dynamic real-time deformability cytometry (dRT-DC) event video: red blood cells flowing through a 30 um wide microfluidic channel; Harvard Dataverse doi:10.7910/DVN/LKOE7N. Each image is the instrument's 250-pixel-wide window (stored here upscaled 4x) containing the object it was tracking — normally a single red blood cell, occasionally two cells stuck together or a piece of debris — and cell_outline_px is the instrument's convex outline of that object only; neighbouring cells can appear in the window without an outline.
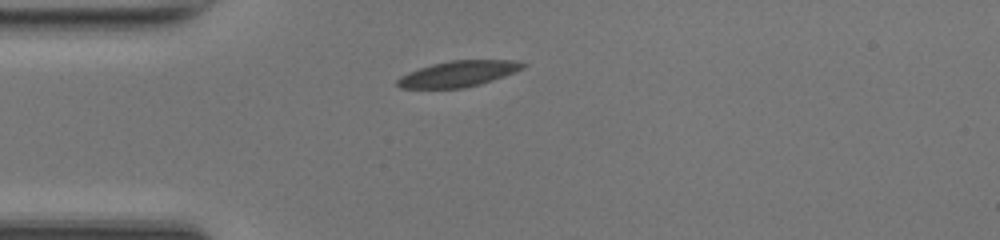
{"species": "common noctule bat (a hibernating species)", "species_latin": "Nyctalus noctula", "temperature_condition": "room temperature", "stored_images_in_passage": 37, "camera_frame_rate_fps": 3000, "um_per_image_px": 0.085, "animal": {"sex": "female", "body_mass_g": 17.0, "forearm_length_mm": 48.0}, "frame": {"image": 1, "passage_image": 1, "time_ms": 0.0, "image_size_px": [1000, 240], "cell_outline_px": [[528, 64], [524, 68], [504, 76], [480, 84], [464, 88], [400, 88], [396, 84], [396, 80], [400, 76], [408, 72], [432, 64], [448, 60], [520, 60]], "centroid_in_image_um": [38.97, 6.26], "position_along_channel_um": 46.0, "area_um2": 19.02}}
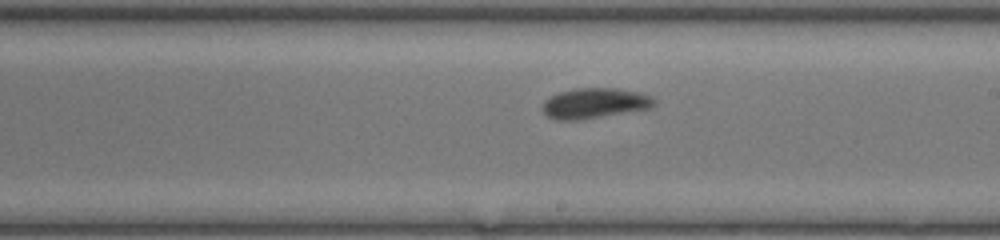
{"frame": {"image": 2, "passage_image": 16, "time_ms": 5.0, "image_size_px": [1000, 240], "cell_outline_px": [[656, 104], [648, 108], [580, 120], [556, 120], [548, 116], [544, 112], [544, 100], [560, 92], [572, 88], [616, 88], [636, 92], [652, 96], [656, 100]], "centroid_in_image_um": [50.54, 8.77], "position_along_channel_um": 238.5, "area_um2": 19.48}}
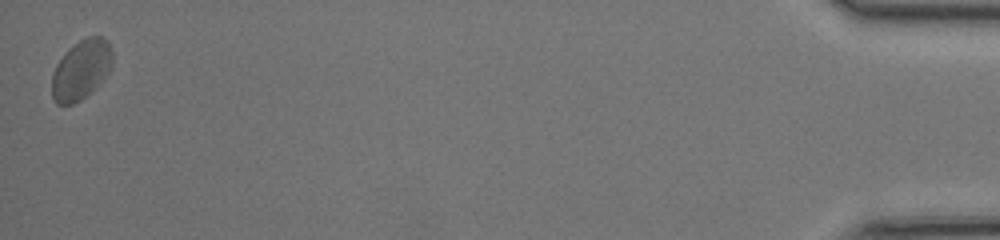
{"frame": {"image": 3, "passage_image": 37, "time_ms": 12.0, "image_size_px": [1000, 240], "cell_outline_px": [[112, 68], [104, 80], [96, 88], [80, 100], [72, 104], [56, 104], [52, 96], [52, 72], [56, 64], [68, 48], [80, 40], [88, 36], [104, 36], [108, 40], [112, 48]], "centroid_in_image_um": [6.92, 5.91], "position_along_channel_um": 428.3, "area_um2": 21.44}, "authors_computed_cell_mechanics": {"area_um2": 19.7098, "velocity_mm_per_s": 4.1728, "shape_relaxation_time_tau1_ms": 2.9932, "shape_relaxation_time_tau2_ms": 1.4843, "deformation_change_tau1": 0.0797, "deformation_change_tau2": 0.0558}}